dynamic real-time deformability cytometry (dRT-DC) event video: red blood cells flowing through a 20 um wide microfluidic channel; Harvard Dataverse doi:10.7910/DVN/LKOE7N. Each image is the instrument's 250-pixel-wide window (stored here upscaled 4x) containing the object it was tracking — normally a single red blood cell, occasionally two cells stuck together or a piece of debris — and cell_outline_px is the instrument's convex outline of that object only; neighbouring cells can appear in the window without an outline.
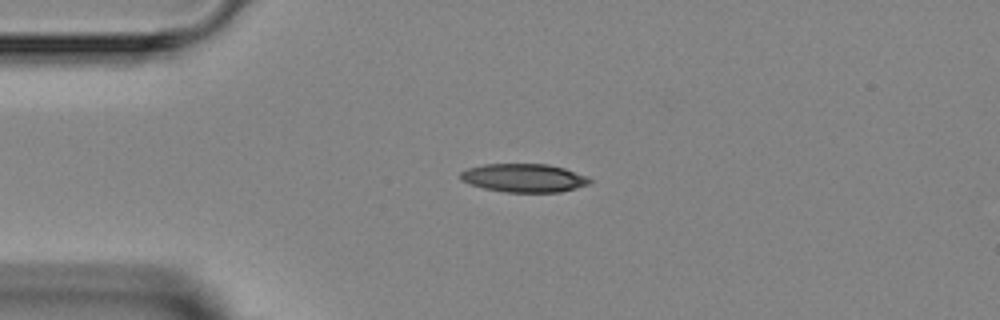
{"species": "Egyptian fruit bat (a non-hibernating species)", "species_latin": "Rousettus aegyptiacus", "temperature_condition": "room temperature", "stored_images_in_passage": 6, "camera_frame_rate_fps": 3000, "um_per_image_px": 0.085, "animal": {"sex": "female"}, "frame": {"image": 1, "passage_image": 2, "time_ms": 1.333, "image_size_px": [1000, 320], "cell_outline_px": [[592, 180], [588, 184], [576, 188], [560, 192], [504, 192], [484, 188], [460, 180], [460, 172], [468, 168], [484, 164], [548, 164], [564, 168], [584, 176]], "centroid_in_image_um": [44.5, 15.12], "position_along_channel_um": 40.5, "area_um2": 21.21}}
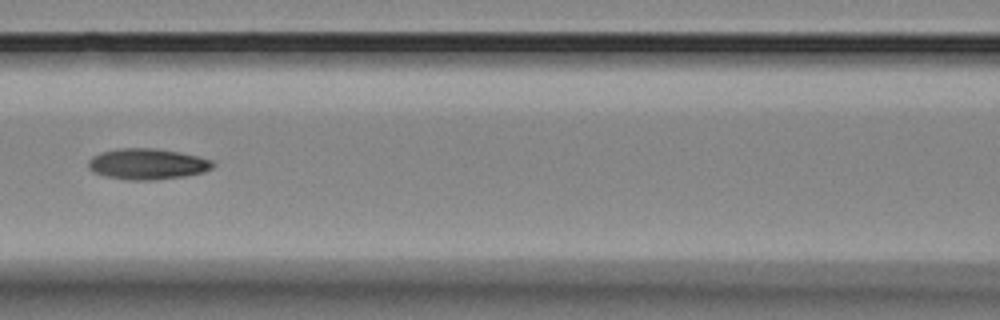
{"frame": {"image": 2, "passage_image": 5, "time_ms": 4.667, "image_size_px": [1000, 320], "cell_outline_px": [[216, 164], [212, 168], [204, 172], [184, 176], [152, 180], [128, 180], [104, 176], [88, 168], [88, 160], [92, 156], [104, 152], [120, 148], [156, 148], [180, 152], [212, 160]], "centroid_in_image_um": [12.54, 13.94], "position_along_channel_um": 154.1, "area_um2": 22.37}}
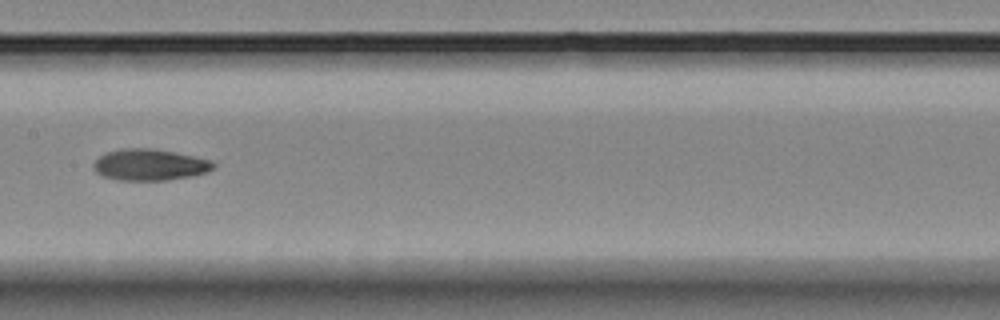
{"frame": {"image": 3, "passage_image": 6, "time_ms": 5.667, "image_size_px": [1000, 320], "cell_outline_px": [[216, 168], [208, 172], [192, 176], [164, 180], [116, 180], [104, 176], [96, 172], [92, 168], [92, 164], [100, 156], [108, 152], [120, 148], [152, 148], [212, 160], [216, 164]], "centroid_in_image_um": [12.74, 14.01], "position_along_channel_um": 194.7, "area_um2": 21.96}}